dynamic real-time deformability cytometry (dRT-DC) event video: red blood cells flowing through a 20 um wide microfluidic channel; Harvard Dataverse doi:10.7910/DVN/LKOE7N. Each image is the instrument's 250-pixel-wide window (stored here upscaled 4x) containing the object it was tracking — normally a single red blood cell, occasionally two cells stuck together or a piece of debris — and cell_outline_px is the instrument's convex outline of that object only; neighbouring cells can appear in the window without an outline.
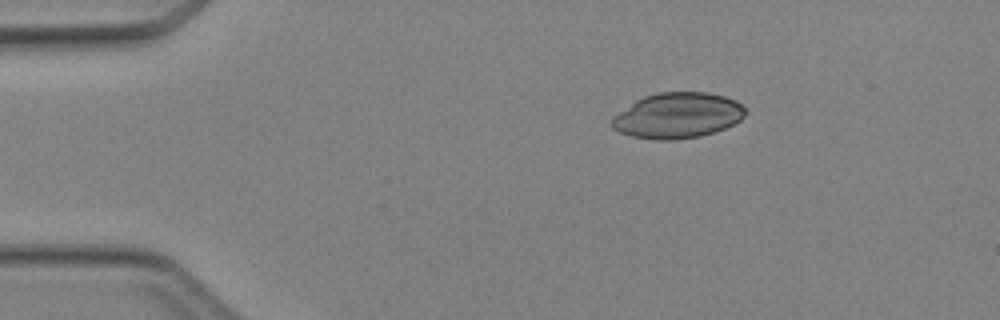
{"species": "Egyptian fruit bat (a non-hibernating species)", "species_latin": "Rousettus aegyptiacus", "temperature_condition": "cold", "stored_images_in_passage": 4, "camera_frame_rate_fps": 3000, "um_per_image_px": 0.085, "animal": {"sex": "female"}, "frame": {"image": 1, "passage_image": 3, "time_ms": 2.333, "image_size_px": [1000, 320], "cell_outline_px": [[748, 112], [740, 120], [724, 128], [700, 136], [676, 140], [656, 140], [632, 136], [620, 132], [612, 128], [608, 124], [612, 116], [636, 100], [644, 96], [660, 92], [708, 92], [724, 96], [736, 100]], "centroid_in_image_um": [57.56, 9.82], "position_along_channel_um": 27.4, "area_um2": 35.6}}